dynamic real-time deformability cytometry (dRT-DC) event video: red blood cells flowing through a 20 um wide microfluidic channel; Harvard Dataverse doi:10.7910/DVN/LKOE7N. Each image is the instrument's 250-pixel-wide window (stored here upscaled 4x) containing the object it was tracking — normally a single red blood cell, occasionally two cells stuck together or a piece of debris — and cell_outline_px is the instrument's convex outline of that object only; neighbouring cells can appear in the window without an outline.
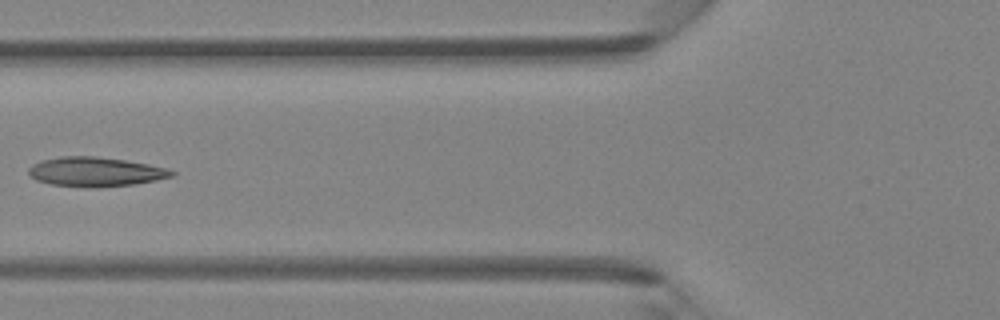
{"species": "Egyptian fruit bat (a non-hibernating species)", "species_latin": "Rousettus aegyptiacus", "temperature_condition": "room temperature", "stored_images_in_passage": 6, "camera_frame_rate_fps": 3000, "um_per_image_px": 0.085, "animal": {"sex": "female"}, "frame": {"image": 1, "passage_image": 6, "time_ms": 6.0, "image_size_px": [1000, 320], "cell_outline_px": [[176, 176], [136, 184], [96, 188], [84, 188], [48, 184], [36, 180], [28, 176], [28, 168], [32, 164], [40, 160], [60, 156], [92, 156], [124, 160], [148, 164], [164, 168], [176, 172]], "centroid_in_image_um": [8.06, 14.62], "position_along_channel_um": 117.7, "area_um2": 24.91}}